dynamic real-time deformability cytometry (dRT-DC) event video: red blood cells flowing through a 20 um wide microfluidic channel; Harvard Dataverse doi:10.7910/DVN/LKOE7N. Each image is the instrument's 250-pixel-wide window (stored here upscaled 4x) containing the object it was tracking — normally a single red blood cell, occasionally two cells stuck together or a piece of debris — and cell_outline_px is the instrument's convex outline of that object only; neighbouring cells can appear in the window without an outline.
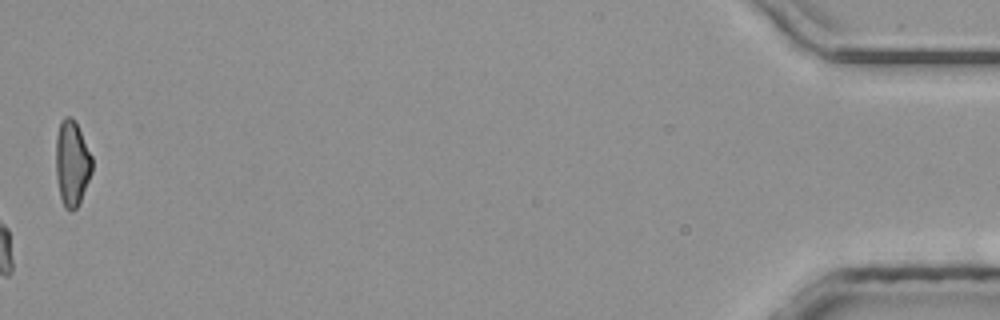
{"species": "common noctule bat (a hibernating species)", "species_latin": "Nyctalus noctula", "temperature_condition": "room temperature", "stored_images_in_passage": 37, "camera_frame_rate_fps": 3000, "um_per_image_px": 0.085, "animal": {"sex": "male", "body_mass_g": 20.4}, "frame": {"image": 1, "passage_image": 37, "time_ms": 12.0, "image_size_px": [1000, 320], "cell_outline_px": [[92, 172], [80, 204], [72, 212], [64, 208], [60, 196], [56, 176], [56, 136], [60, 124], [64, 116], [72, 116], [92, 156]], "centroid_in_image_um": [6.12, 13.92], "position_along_channel_um": 429.1, "area_um2": 18.09}}